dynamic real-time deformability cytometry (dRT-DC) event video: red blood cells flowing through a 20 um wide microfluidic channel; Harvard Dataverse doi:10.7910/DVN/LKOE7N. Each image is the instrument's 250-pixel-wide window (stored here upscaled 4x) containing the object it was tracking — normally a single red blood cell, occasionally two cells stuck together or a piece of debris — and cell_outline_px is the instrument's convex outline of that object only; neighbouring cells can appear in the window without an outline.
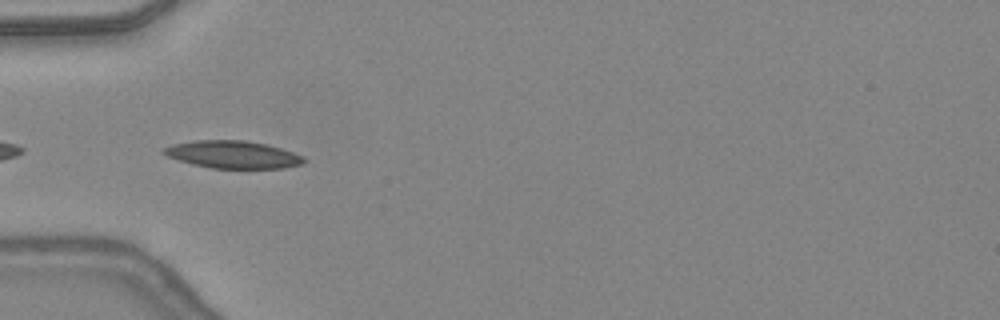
{"species": "common noctule bat (a hibernating species)", "species_latin": "Nyctalus noctula", "temperature_condition": "warm", "stored_images_in_passage": 6, "camera_frame_rate_fps": 3000, "um_per_image_px": 0.085, "animal": {"sex": "female", "body_mass_g": 24.6, "forearm_length_mm": 56.2}, "frame": {"image": 1, "passage_image": 1, "time_ms": 0.0, "image_size_px": [1000, 320], "cell_outline_px": [[304, 160], [300, 164], [284, 168], [212, 168], [192, 164], [168, 156], [160, 152], [160, 148], [172, 144], [196, 140], [244, 140], [268, 144], [304, 156]], "centroid_in_image_um": [19.74, 13.12], "position_along_channel_um": 65.3, "area_um2": 22.43}}